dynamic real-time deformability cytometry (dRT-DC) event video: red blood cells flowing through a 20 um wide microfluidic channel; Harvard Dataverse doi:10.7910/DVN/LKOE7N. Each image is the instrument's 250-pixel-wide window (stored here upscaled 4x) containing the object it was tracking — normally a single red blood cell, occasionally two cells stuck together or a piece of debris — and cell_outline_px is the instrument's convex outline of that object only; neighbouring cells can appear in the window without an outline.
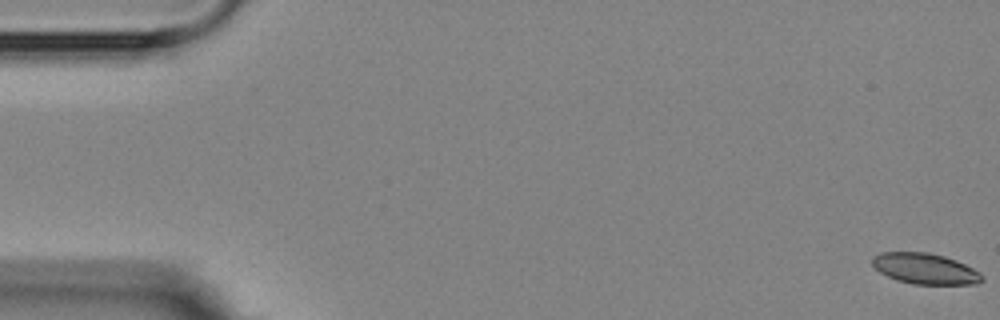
{"species": "Egyptian fruit bat (a non-hibernating species)", "species_latin": "Rousettus aegyptiacus", "temperature_condition": "room temperature", "stored_images_in_passage": 4, "camera_frame_rate_fps": 3000, "um_per_image_px": 0.085, "animal": {"sex": "female"}, "frame": {"image": 1, "passage_image": 1, "time_ms": 0.0, "image_size_px": [1000, 320], "cell_outline_px": [[984, 280], [980, 284], [912, 284], [896, 280], [880, 272], [872, 264], [872, 256], [880, 252], [928, 252], [944, 256], [956, 260], [980, 272], [984, 276]], "centroid_in_image_um": [78.65, 22.84], "position_along_channel_um": 6.4, "area_um2": 19.83}}